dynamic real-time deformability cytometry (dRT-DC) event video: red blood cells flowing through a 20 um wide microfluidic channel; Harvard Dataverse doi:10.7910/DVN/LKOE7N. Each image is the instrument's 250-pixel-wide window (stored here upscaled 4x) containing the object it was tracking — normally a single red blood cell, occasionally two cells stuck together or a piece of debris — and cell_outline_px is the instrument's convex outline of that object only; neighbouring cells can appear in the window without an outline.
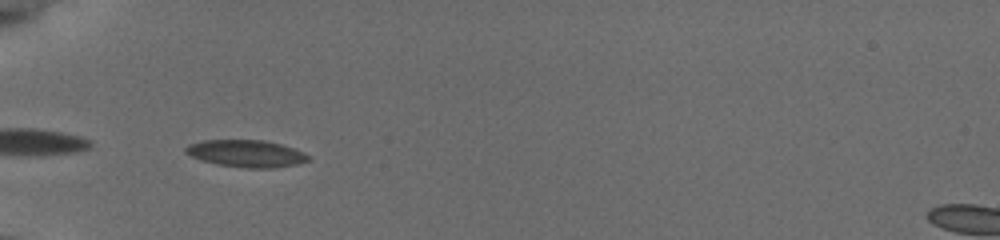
{"species": "common noctule bat (a hibernating species)", "species_latin": "Nyctalus noctula", "temperature_condition": "cold", "stored_images_in_passage": 31, "camera_frame_rate_fps": 3000, "um_per_image_px": 0.085, "animal": {"sex": "female", "body_mass_g": 19.5, "forearm_length_mm": 54.1}, "frame": {"image": 1, "passage_image": 1, "time_ms": 0.0, "image_size_px": [1000, 240], "cell_outline_px": [[312, 156], [308, 160], [300, 164], [276, 168], [244, 168], [216, 164], [200, 160], [184, 152], [184, 148], [188, 144], [204, 140], [260, 140], [280, 144], [304, 152]], "centroid_in_image_um": [20.94, 13.06], "position_along_channel_um": 64.1, "area_um2": 19.54}}
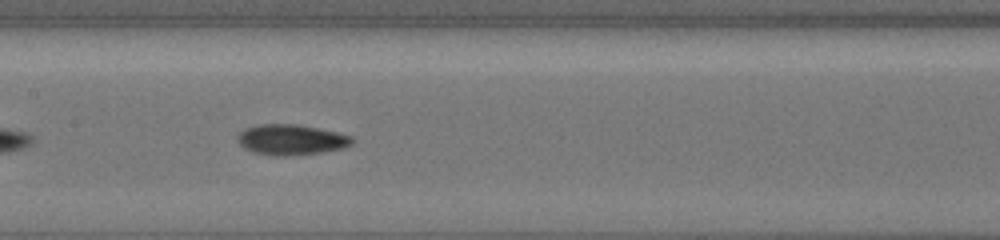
{"frame": {"image": 2, "passage_image": 11, "time_ms": 3.333, "image_size_px": [1000, 240], "cell_outline_px": [[352, 144], [340, 148], [324, 152], [288, 156], [272, 156], [252, 152], [244, 148], [236, 140], [236, 136], [240, 132], [248, 128], [260, 124], [296, 124], [336, 132], [352, 136]], "centroid_in_image_um": [24.7, 11.89], "position_along_channel_um": 182.7, "area_um2": 20.29}}
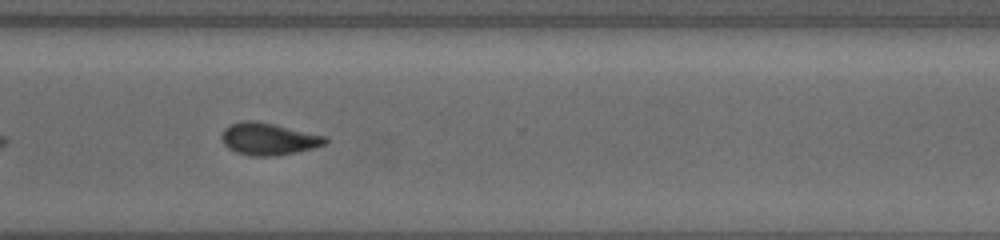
{"frame": {"image": 3, "passage_image": 24, "time_ms": 7.667, "image_size_px": [1000, 240], "cell_outline_px": [[328, 140], [324, 144], [312, 148], [276, 156], [252, 156], [236, 152], [228, 148], [224, 144], [220, 136], [224, 128], [232, 124], [244, 120], [252, 120], [272, 124], [324, 136]], "centroid_in_image_um": [22.75, 11.82], "position_along_channel_um": 347.8, "area_um2": 19.02}, "authors_computed_cell_mechanics": {"area_um2": 19.074, "velocity_mm_per_s": 3.8176, "shape_relaxation_time_tau1_ms": 1.9938, "shape_relaxation_time_tau2_ms": null, "deformation_change_tau1": 0.1038, "deformation_change_tau2": null}}